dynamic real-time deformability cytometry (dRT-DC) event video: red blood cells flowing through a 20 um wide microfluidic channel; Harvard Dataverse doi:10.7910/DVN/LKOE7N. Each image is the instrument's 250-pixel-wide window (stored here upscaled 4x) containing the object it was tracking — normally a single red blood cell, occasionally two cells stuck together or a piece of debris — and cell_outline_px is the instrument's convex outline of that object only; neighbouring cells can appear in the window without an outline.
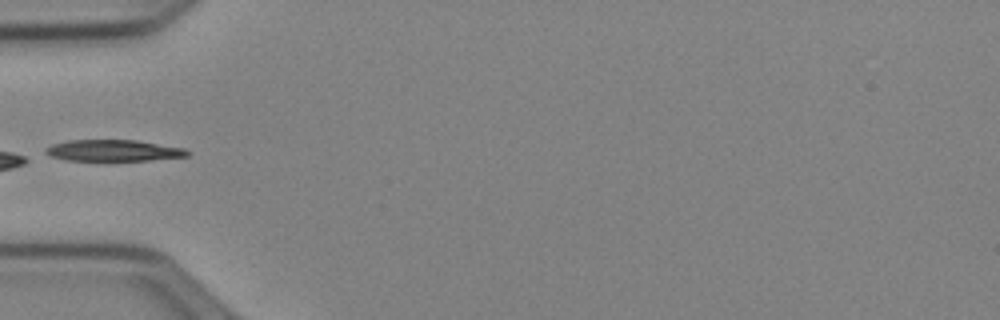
{"species": "Egyptian fruit bat (a non-hibernating species)", "species_latin": "Rousettus aegyptiacus", "temperature_condition": "cold", "stored_images_in_passage": 33, "camera_frame_rate_fps": 3000, "um_per_image_px": 0.085, "animal": {"sex": "female"}, "frame": {"image": 1, "passage_image": 1, "time_ms": 0.0, "image_size_px": [1000, 320], "cell_outline_px": [[188, 156], [148, 160], [64, 160], [48, 156], [44, 152], [44, 148], [52, 144], [68, 140], [136, 140], [184, 148], [188, 152]], "centroid_in_image_um": [9.56, 12.79], "position_along_channel_um": 75.4, "area_um2": 17.57}}